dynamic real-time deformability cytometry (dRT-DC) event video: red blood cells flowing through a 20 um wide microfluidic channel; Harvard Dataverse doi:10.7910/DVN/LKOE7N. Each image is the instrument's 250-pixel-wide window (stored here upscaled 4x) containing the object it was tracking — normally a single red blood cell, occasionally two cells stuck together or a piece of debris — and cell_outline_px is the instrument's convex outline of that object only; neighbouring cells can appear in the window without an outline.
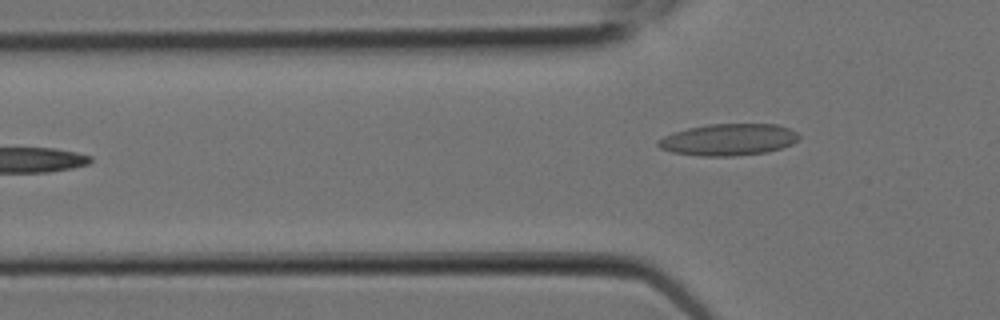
{"species": "Egyptian fruit bat (a non-hibernating species)", "species_latin": "Rousettus aegyptiacus", "temperature_condition": "room temperature", "stored_images_in_passage": 8, "camera_frame_rate_fps": 3000, "um_per_image_px": 0.085, "animal": {"sex": "female"}, "frame": {"image": 1, "passage_image": 8, "time_ms": 2.333, "image_size_px": [1000, 320], "cell_outline_px": [[800, 136], [792, 144], [768, 152], [736, 156], [700, 156], [672, 152], [660, 148], [656, 144], [656, 140], [672, 132], [688, 128], [708, 124], [776, 124], [788, 128], [796, 132]], "centroid_in_image_um": [61.88, 11.87], "position_along_channel_um": 63.9, "area_um2": 26.13}}